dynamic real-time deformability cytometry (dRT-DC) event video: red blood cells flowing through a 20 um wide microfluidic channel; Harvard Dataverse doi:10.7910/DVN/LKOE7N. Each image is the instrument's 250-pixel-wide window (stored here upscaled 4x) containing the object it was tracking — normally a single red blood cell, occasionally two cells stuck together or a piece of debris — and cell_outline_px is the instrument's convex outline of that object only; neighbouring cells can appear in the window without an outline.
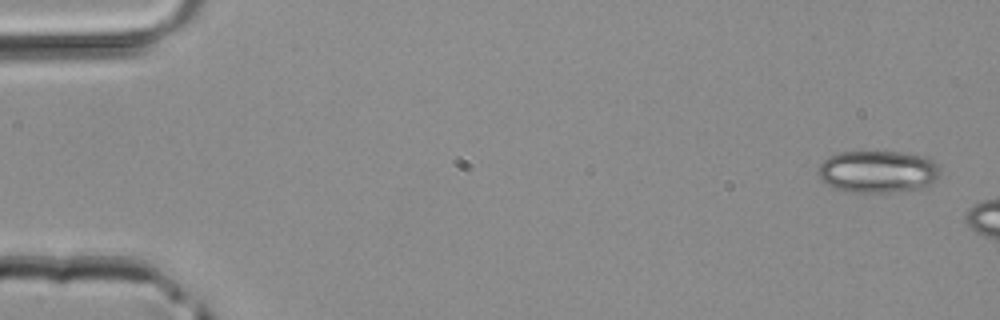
{"species": "common noctule bat (a hibernating species)", "species_latin": "Nyctalus noctula", "temperature_condition": "room temperature", "stored_images_in_passage": 3, "camera_frame_rate_fps": 3000, "um_per_image_px": 0.085, "animal": {"sex": "male", "body_mass_g": 20.4}, "frame": {"image": 1, "passage_image": 1, "time_ms": 0.0, "image_size_px": [1000, 320], "cell_outline_px": [[940, 172], [936, 180], [920, 188], [892, 192], [844, 192], [832, 188], [816, 172], [820, 164], [828, 156], [836, 152], [896, 152], [924, 156], [936, 160], [940, 164]], "centroid_in_image_um": [74.62, 14.58], "position_along_channel_um": 10.4, "area_um2": 30.23}}